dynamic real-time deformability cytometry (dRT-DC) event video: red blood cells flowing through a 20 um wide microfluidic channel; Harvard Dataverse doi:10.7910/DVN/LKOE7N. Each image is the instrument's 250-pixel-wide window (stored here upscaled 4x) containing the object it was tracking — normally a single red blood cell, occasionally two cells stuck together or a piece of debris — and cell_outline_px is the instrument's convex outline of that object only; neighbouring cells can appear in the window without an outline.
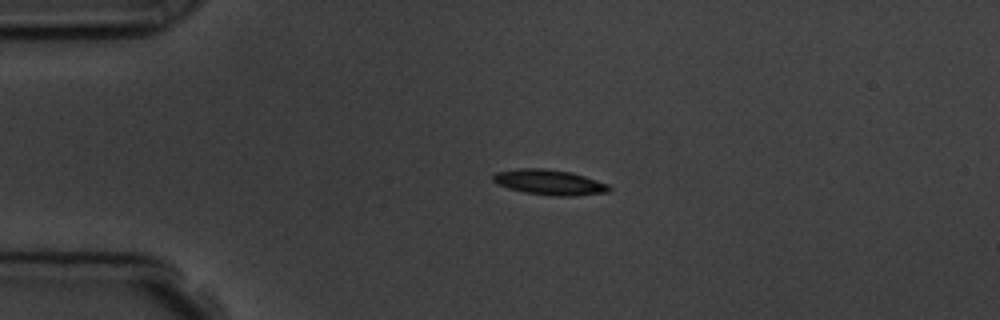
{"species": "common noctule bat (a hibernating species)", "species_latin": "Nyctalus noctula", "temperature_condition": "room temperature", "stored_images_in_passage": 5, "camera_frame_rate_fps": 3000, "um_per_image_px": 0.085, "animal": {"sex": "male", "body_mass_g": 19.5, "forearm_length_mm": 54.6}, "frame": {"image": 1, "passage_image": 4, "time_ms": 3.333, "image_size_px": [1000, 320], "cell_outline_px": [[612, 188], [608, 192], [572, 196], [552, 196], [524, 192], [508, 188], [492, 180], [492, 176], [496, 172], [516, 168], [544, 168], [572, 172], [608, 184]], "centroid_in_image_um": [46.7, 15.49], "position_along_channel_um": 38.3, "area_um2": 17.11}}